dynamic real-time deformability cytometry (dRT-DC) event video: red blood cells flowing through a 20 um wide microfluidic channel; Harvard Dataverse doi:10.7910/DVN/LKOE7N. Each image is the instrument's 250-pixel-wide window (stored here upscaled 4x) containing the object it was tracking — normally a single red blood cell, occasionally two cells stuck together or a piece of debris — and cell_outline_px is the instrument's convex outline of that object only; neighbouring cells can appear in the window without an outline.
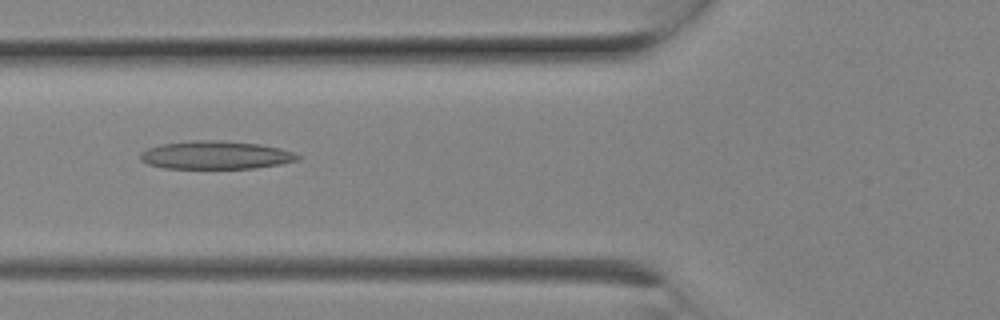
{"species": "Egyptian fruit bat (a non-hibernating species)", "species_latin": "Rousettus aegyptiacus", "temperature_condition": "room temperature", "stored_images_in_passage": 9, "camera_frame_rate_fps": 3000, "um_per_image_px": 0.085, "animal": {"sex": "female"}, "frame": {"image": 1, "passage_image": 8, "time_ms": 2.333, "image_size_px": [1000, 320], "cell_outline_px": [[300, 160], [280, 164], [252, 168], [164, 168], [148, 164], [140, 160], [140, 152], [148, 148], [160, 144], [192, 140], [216, 140], [260, 144], [280, 148], [292, 152], [300, 156]], "centroid_in_image_um": [18.31, 13.18], "position_along_channel_um": 107.5, "area_um2": 25.78}}
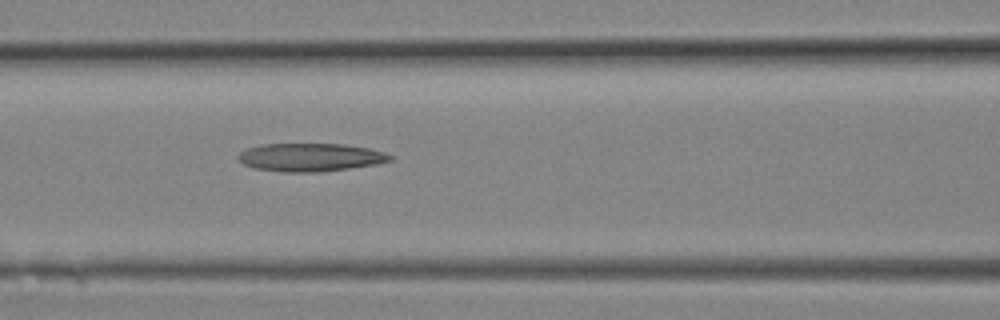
{"frame": {"image": 2, "passage_image": 9, "time_ms": 2.667, "image_size_px": [1000, 320], "cell_outline_px": [[396, 156], [392, 160], [376, 164], [320, 172], [280, 172], [252, 168], [244, 164], [236, 156], [240, 152], [248, 148], [260, 144], [344, 144], [368, 148], [384, 152]], "centroid_in_image_um": [26.38, 13.37], "position_along_channel_um": 140.2, "area_um2": 25.03}}